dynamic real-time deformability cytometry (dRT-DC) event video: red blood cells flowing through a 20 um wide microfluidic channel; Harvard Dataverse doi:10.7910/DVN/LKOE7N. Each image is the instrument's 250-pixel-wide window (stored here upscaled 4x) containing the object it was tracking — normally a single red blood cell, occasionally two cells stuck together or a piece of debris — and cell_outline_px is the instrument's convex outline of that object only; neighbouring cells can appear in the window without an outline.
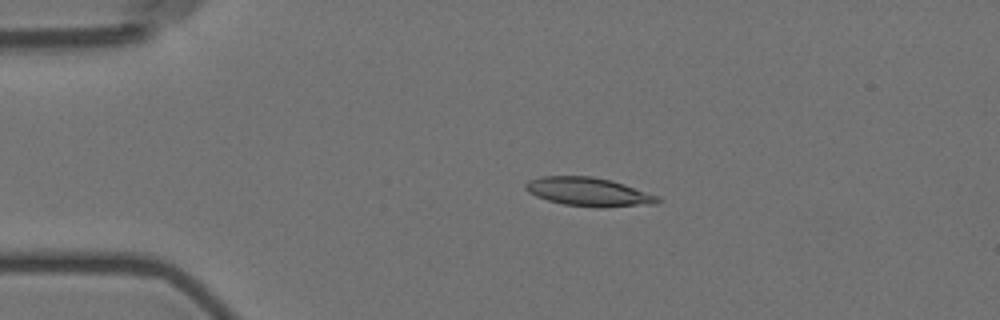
{"species": "Egyptian fruit bat (a non-hibernating species)", "species_latin": "Rousettus aegyptiacus", "temperature_condition": "room temperature", "stored_images_in_passage": 8, "camera_frame_rate_fps": 3000, "um_per_image_px": 0.085, "animal": {"sex": "female"}, "frame": {"image": 1, "passage_image": 4, "time_ms": 3.333, "image_size_px": [1000, 320], "cell_outline_px": [[660, 200], [656, 204], [600, 208], [596, 208], [564, 204], [548, 200], [536, 196], [528, 192], [524, 188], [524, 184], [528, 180], [540, 176], [592, 176], [612, 180], [660, 196]], "centroid_in_image_um": [50.03, 16.31], "position_along_channel_um": 35.0, "area_um2": 22.31}}
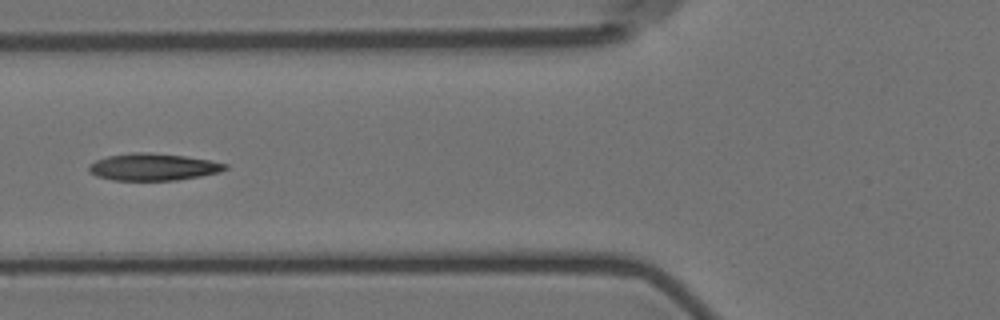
{"frame": {"image": 2, "passage_image": 7, "time_ms": 6.667, "image_size_px": [1000, 320], "cell_outline_px": [[228, 168], [220, 172], [200, 176], [176, 180], [112, 180], [96, 176], [88, 172], [88, 164], [96, 160], [108, 156], [132, 152], [152, 152], [184, 156], [208, 160], [228, 164]], "centroid_in_image_um": [12.98, 14.19], "position_along_channel_um": 112.8, "area_um2": 21.56}}
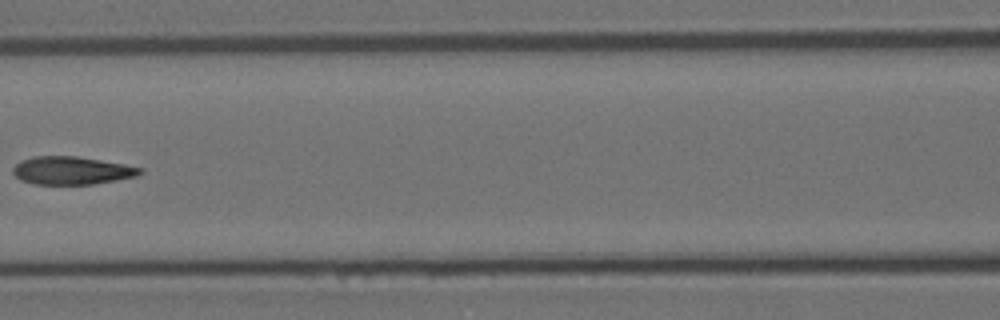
{"frame": {"image": 3, "passage_image": 8, "time_ms": 8.0, "image_size_px": [1000, 320], "cell_outline_px": [[144, 172], [136, 176], [116, 180], [92, 184], [32, 184], [20, 180], [12, 172], [12, 168], [20, 160], [32, 156], [76, 156], [124, 164], [144, 168]], "centroid_in_image_um": [6.08, 14.49], "position_along_channel_um": 160.5, "area_um2": 20.81}}